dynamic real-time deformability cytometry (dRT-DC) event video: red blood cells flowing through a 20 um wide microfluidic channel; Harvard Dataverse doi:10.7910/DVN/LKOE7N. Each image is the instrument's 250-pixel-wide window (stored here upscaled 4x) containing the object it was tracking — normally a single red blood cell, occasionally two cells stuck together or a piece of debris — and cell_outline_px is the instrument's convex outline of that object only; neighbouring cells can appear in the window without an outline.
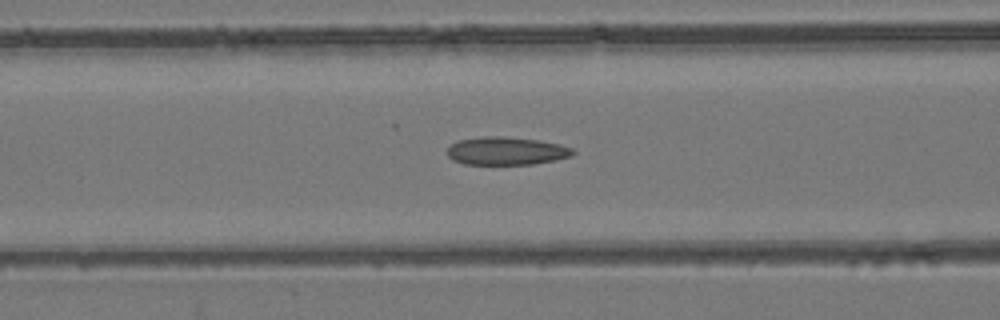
{"species": "common noctule bat (a hibernating species)", "species_latin": "Nyctalus noctula", "temperature_condition": "room temperature", "stored_images_in_passage": 44, "camera_frame_rate_fps": 3000, "um_per_image_px": 0.085, "animal": {"sex": "female", "body_mass_g": 24.6, "forearm_length_mm": 56.2}, "frame": {"image": 1, "passage_image": 13, "time_ms": 4.0, "image_size_px": [1000, 320], "cell_outline_px": [[576, 152], [572, 156], [556, 160], [532, 164], [464, 164], [452, 160], [448, 156], [448, 144], [456, 140], [484, 136], [500, 136], [540, 140], [560, 144], [572, 148]], "centroid_in_image_um": [43.02, 12.82], "position_along_channel_um": 123.6, "area_um2": 20.75}}
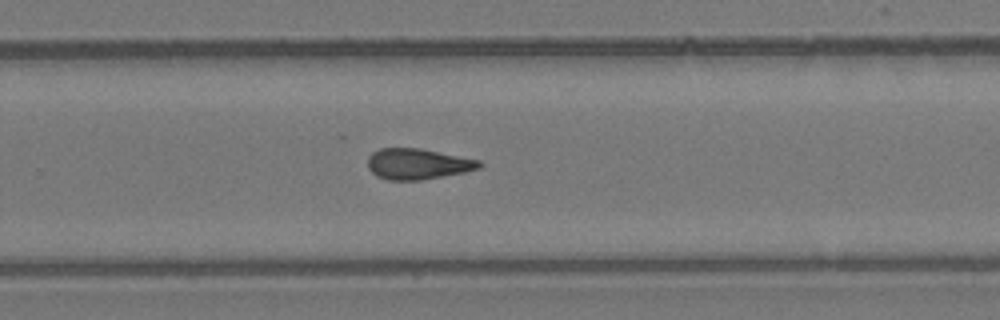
{"frame": {"image": 2, "passage_image": 26, "time_ms": 8.333, "image_size_px": [1000, 320], "cell_outline_px": [[484, 164], [480, 168], [464, 172], [420, 180], [388, 180], [376, 176], [368, 168], [368, 156], [372, 152], [380, 148], [420, 148], [480, 160]], "centroid_in_image_um": [35.5, 13.93], "position_along_channel_um": 294.3, "area_um2": 20.06}}
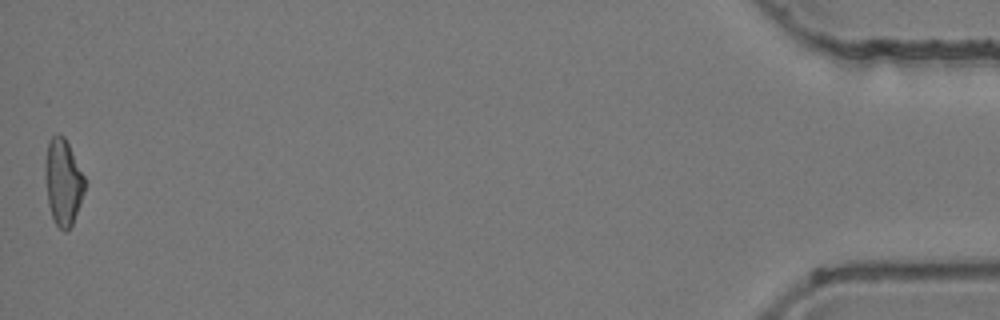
{"frame": {"image": 3, "passage_image": 44, "time_ms": 14.333, "image_size_px": [1000, 320], "cell_outline_px": [[84, 192], [80, 204], [72, 224], [68, 232], [64, 232], [56, 224], [52, 216], [48, 204], [44, 176], [44, 168], [48, 140], [52, 136], [64, 136], [84, 176]], "centroid_in_image_um": [5.34, 15.5], "position_along_channel_um": 429.9, "area_um2": 19.71}, "authors_computed_cell_mechanics": {"area_um2": 20.1433, "velocity_mm_per_s": 3.9454, "shape_relaxation_time_tau1_ms": null, "shape_relaxation_time_tau2_ms": 4.1516, "deformation_change_tau1": null, "deformation_change_tau2": 0.1181}}